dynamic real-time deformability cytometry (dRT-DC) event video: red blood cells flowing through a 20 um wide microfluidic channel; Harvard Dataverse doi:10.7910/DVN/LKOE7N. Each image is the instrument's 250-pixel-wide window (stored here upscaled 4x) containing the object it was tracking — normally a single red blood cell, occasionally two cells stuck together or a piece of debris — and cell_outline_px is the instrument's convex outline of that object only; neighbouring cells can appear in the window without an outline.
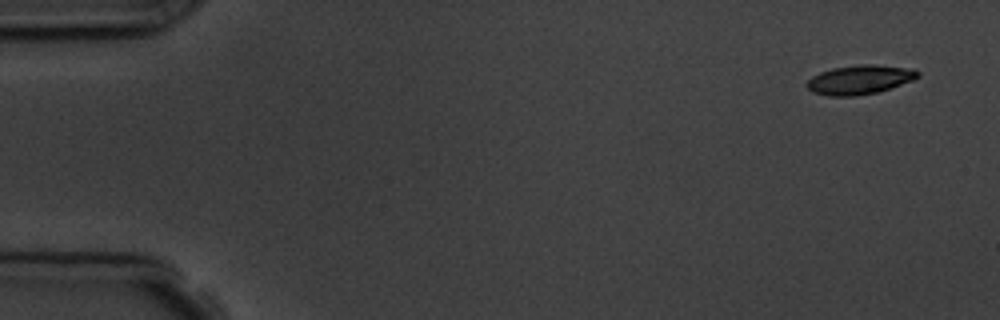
{"species": "common noctule bat (a hibernating species)", "species_latin": "Nyctalus noctula", "temperature_condition": "room temperature", "stored_images_in_passage": 4, "camera_frame_rate_fps": 3000, "um_per_image_px": 0.085, "animal": {"sex": "male", "body_mass_g": 19.5, "forearm_length_mm": 54.6}, "frame": {"image": 1, "passage_image": 1, "time_ms": 0.0, "image_size_px": [1000, 320], "cell_outline_px": [[920, 76], [912, 80], [892, 88], [876, 92], [856, 96], [828, 96], [812, 92], [804, 84], [812, 76], [820, 72], [832, 68], [860, 64], [872, 64], [912, 68], [920, 72]], "centroid_in_image_um": [73.07, 6.77], "position_along_channel_um": 11.9, "area_um2": 19.02}}
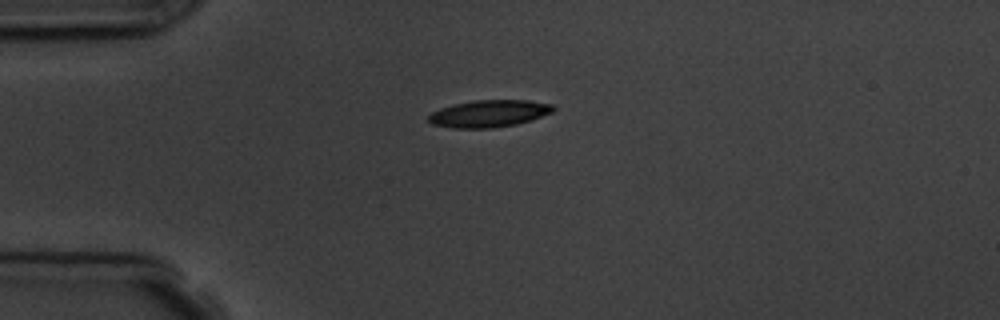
{"frame": {"image": 2, "passage_image": 4, "time_ms": 3.667, "image_size_px": [1000, 320], "cell_outline_px": [[556, 108], [552, 112], [516, 124], [492, 128], [452, 128], [432, 124], [428, 120], [428, 116], [432, 112], [440, 108], [452, 104], [472, 100], [528, 100], [552, 104]], "centroid_in_image_um": [41.53, 9.64], "position_along_channel_um": 43.5, "area_um2": 19.65}}